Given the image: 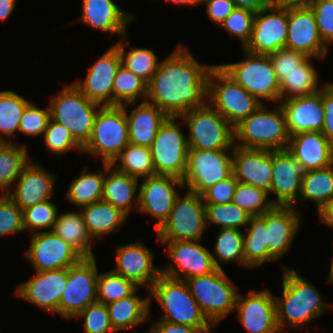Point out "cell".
Masks as SVG:
<instances>
[{"label": "cell", "mask_w": 333, "mask_h": 333, "mask_svg": "<svg viewBox=\"0 0 333 333\" xmlns=\"http://www.w3.org/2000/svg\"><path fill=\"white\" fill-rule=\"evenodd\" d=\"M212 66L201 65L187 47L178 45L167 58L160 61L147 84L146 101L173 117L204 106Z\"/></svg>", "instance_id": "cell-1"}, {"label": "cell", "mask_w": 333, "mask_h": 333, "mask_svg": "<svg viewBox=\"0 0 333 333\" xmlns=\"http://www.w3.org/2000/svg\"><path fill=\"white\" fill-rule=\"evenodd\" d=\"M282 286V297L274 296L281 333L287 324L291 330L301 328L328 310L316 287L296 270L283 266Z\"/></svg>", "instance_id": "cell-2"}, {"label": "cell", "mask_w": 333, "mask_h": 333, "mask_svg": "<svg viewBox=\"0 0 333 333\" xmlns=\"http://www.w3.org/2000/svg\"><path fill=\"white\" fill-rule=\"evenodd\" d=\"M274 110L261 106L234 127V145L245 149L284 150L290 135L280 103ZM236 141H238L236 143Z\"/></svg>", "instance_id": "cell-3"}, {"label": "cell", "mask_w": 333, "mask_h": 333, "mask_svg": "<svg viewBox=\"0 0 333 333\" xmlns=\"http://www.w3.org/2000/svg\"><path fill=\"white\" fill-rule=\"evenodd\" d=\"M149 295L150 305L155 298L164 311L159 320L188 325L195 329L215 328L201 311L186 281L161 274L149 289Z\"/></svg>", "instance_id": "cell-4"}, {"label": "cell", "mask_w": 333, "mask_h": 333, "mask_svg": "<svg viewBox=\"0 0 333 333\" xmlns=\"http://www.w3.org/2000/svg\"><path fill=\"white\" fill-rule=\"evenodd\" d=\"M51 120L64 125L83 147L89 140L100 104L89 100L75 85L65 84L50 98Z\"/></svg>", "instance_id": "cell-5"}, {"label": "cell", "mask_w": 333, "mask_h": 333, "mask_svg": "<svg viewBox=\"0 0 333 333\" xmlns=\"http://www.w3.org/2000/svg\"><path fill=\"white\" fill-rule=\"evenodd\" d=\"M207 102L233 127L262 104L219 65H213L209 71Z\"/></svg>", "instance_id": "cell-6"}, {"label": "cell", "mask_w": 333, "mask_h": 333, "mask_svg": "<svg viewBox=\"0 0 333 333\" xmlns=\"http://www.w3.org/2000/svg\"><path fill=\"white\" fill-rule=\"evenodd\" d=\"M180 119L189 130V149L233 150L234 127L208 102L183 113Z\"/></svg>", "instance_id": "cell-7"}, {"label": "cell", "mask_w": 333, "mask_h": 333, "mask_svg": "<svg viewBox=\"0 0 333 333\" xmlns=\"http://www.w3.org/2000/svg\"><path fill=\"white\" fill-rule=\"evenodd\" d=\"M129 144L128 122L124 105L102 106L96 115L88 142L83 153L112 163Z\"/></svg>", "instance_id": "cell-8"}, {"label": "cell", "mask_w": 333, "mask_h": 333, "mask_svg": "<svg viewBox=\"0 0 333 333\" xmlns=\"http://www.w3.org/2000/svg\"><path fill=\"white\" fill-rule=\"evenodd\" d=\"M185 281L201 311L213 326L216 327L235 310L237 287L224 269H216L212 273L188 278Z\"/></svg>", "instance_id": "cell-9"}, {"label": "cell", "mask_w": 333, "mask_h": 333, "mask_svg": "<svg viewBox=\"0 0 333 333\" xmlns=\"http://www.w3.org/2000/svg\"><path fill=\"white\" fill-rule=\"evenodd\" d=\"M243 51L245 60L219 66L262 104L264 100L280 102V84L269 55Z\"/></svg>", "instance_id": "cell-10"}, {"label": "cell", "mask_w": 333, "mask_h": 333, "mask_svg": "<svg viewBox=\"0 0 333 333\" xmlns=\"http://www.w3.org/2000/svg\"><path fill=\"white\" fill-rule=\"evenodd\" d=\"M205 203L202 195L187 190L176 197L168 219L156 231L159 241H201L206 229Z\"/></svg>", "instance_id": "cell-11"}, {"label": "cell", "mask_w": 333, "mask_h": 333, "mask_svg": "<svg viewBox=\"0 0 333 333\" xmlns=\"http://www.w3.org/2000/svg\"><path fill=\"white\" fill-rule=\"evenodd\" d=\"M233 150L188 149L183 176L187 190L202 195L207 189L233 174Z\"/></svg>", "instance_id": "cell-12"}, {"label": "cell", "mask_w": 333, "mask_h": 333, "mask_svg": "<svg viewBox=\"0 0 333 333\" xmlns=\"http://www.w3.org/2000/svg\"><path fill=\"white\" fill-rule=\"evenodd\" d=\"M179 117L168 116L160 125L152 143L151 154L156 175H171L183 179L188 154L187 135L177 122Z\"/></svg>", "instance_id": "cell-13"}, {"label": "cell", "mask_w": 333, "mask_h": 333, "mask_svg": "<svg viewBox=\"0 0 333 333\" xmlns=\"http://www.w3.org/2000/svg\"><path fill=\"white\" fill-rule=\"evenodd\" d=\"M97 260L95 257L82 258L68 268V281L59 303V315L74 319L97 298Z\"/></svg>", "instance_id": "cell-14"}, {"label": "cell", "mask_w": 333, "mask_h": 333, "mask_svg": "<svg viewBox=\"0 0 333 333\" xmlns=\"http://www.w3.org/2000/svg\"><path fill=\"white\" fill-rule=\"evenodd\" d=\"M287 34L288 5L270 4L255 14L250 40L242 50L268 55L286 47Z\"/></svg>", "instance_id": "cell-15"}, {"label": "cell", "mask_w": 333, "mask_h": 333, "mask_svg": "<svg viewBox=\"0 0 333 333\" xmlns=\"http://www.w3.org/2000/svg\"><path fill=\"white\" fill-rule=\"evenodd\" d=\"M167 245V254L174 264H167L161 269L165 276L187 280L188 278L202 276L214 272L215 267L210 250L200 241H160Z\"/></svg>", "instance_id": "cell-16"}, {"label": "cell", "mask_w": 333, "mask_h": 333, "mask_svg": "<svg viewBox=\"0 0 333 333\" xmlns=\"http://www.w3.org/2000/svg\"><path fill=\"white\" fill-rule=\"evenodd\" d=\"M177 188H184L183 180L171 175H154L143 178L139 185L138 212L156 220L157 231L168 219L176 197Z\"/></svg>", "instance_id": "cell-17"}, {"label": "cell", "mask_w": 333, "mask_h": 333, "mask_svg": "<svg viewBox=\"0 0 333 333\" xmlns=\"http://www.w3.org/2000/svg\"><path fill=\"white\" fill-rule=\"evenodd\" d=\"M286 48L324 60L329 47L320 37L314 12L308 4L288 5Z\"/></svg>", "instance_id": "cell-18"}, {"label": "cell", "mask_w": 333, "mask_h": 333, "mask_svg": "<svg viewBox=\"0 0 333 333\" xmlns=\"http://www.w3.org/2000/svg\"><path fill=\"white\" fill-rule=\"evenodd\" d=\"M25 257L35 271H50L69 268L83 257L53 231L32 234Z\"/></svg>", "instance_id": "cell-19"}, {"label": "cell", "mask_w": 333, "mask_h": 333, "mask_svg": "<svg viewBox=\"0 0 333 333\" xmlns=\"http://www.w3.org/2000/svg\"><path fill=\"white\" fill-rule=\"evenodd\" d=\"M238 292L235 310L247 333H281L277 324L276 302L269 289Z\"/></svg>", "instance_id": "cell-20"}, {"label": "cell", "mask_w": 333, "mask_h": 333, "mask_svg": "<svg viewBox=\"0 0 333 333\" xmlns=\"http://www.w3.org/2000/svg\"><path fill=\"white\" fill-rule=\"evenodd\" d=\"M67 281L68 268L35 271L33 277L17 286L14 294L46 312L59 314L60 298Z\"/></svg>", "instance_id": "cell-21"}, {"label": "cell", "mask_w": 333, "mask_h": 333, "mask_svg": "<svg viewBox=\"0 0 333 333\" xmlns=\"http://www.w3.org/2000/svg\"><path fill=\"white\" fill-rule=\"evenodd\" d=\"M120 65L119 50L113 45L89 67L84 80L73 83L89 100L101 106H113V81Z\"/></svg>", "instance_id": "cell-22"}, {"label": "cell", "mask_w": 333, "mask_h": 333, "mask_svg": "<svg viewBox=\"0 0 333 333\" xmlns=\"http://www.w3.org/2000/svg\"><path fill=\"white\" fill-rule=\"evenodd\" d=\"M266 222L268 263L278 261L290 250L301 225V214L294 206L274 205L260 215Z\"/></svg>", "instance_id": "cell-23"}, {"label": "cell", "mask_w": 333, "mask_h": 333, "mask_svg": "<svg viewBox=\"0 0 333 333\" xmlns=\"http://www.w3.org/2000/svg\"><path fill=\"white\" fill-rule=\"evenodd\" d=\"M154 252L141 241L118 245L114 273L133 281L137 286L146 287L147 292L162 274L161 268L154 266Z\"/></svg>", "instance_id": "cell-24"}, {"label": "cell", "mask_w": 333, "mask_h": 333, "mask_svg": "<svg viewBox=\"0 0 333 333\" xmlns=\"http://www.w3.org/2000/svg\"><path fill=\"white\" fill-rule=\"evenodd\" d=\"M304 171L287 150H272V185L274 205L294 206L300 196Z\"/></svg>", "instance_id": "cell-25"}, {"label": "cell", "mask_w": 333, "mask_h": 333, "mask_svg": "<svg viewBox=\"0 0 333 333\" xmlns=\"http://www.w3.org/2000/svg\"><path fill=\"white\" fill-rule=\"evenodd\" d=\"M290 136L301 132H322L324 124L323 87L308 96L290 97L279 102Z\"/></svg>", "instance_id": "cell-26"}, {"label": "cell", "mask_w": 333, "mask_h": 333, "mask_svg": "<svg viewBox=\"0 0 333 333\" xmlns=\"http://www.w3.org/2000/svg\"><path fill=\"white\" fill-rule=\"evenodd\" d=\"M55 181L53 172L31 160L14 183L15 190L7 195L23 210L50 200L53 197Z\"/></svg>", "instance_id": "cell-27"}, {"label": "cell", "mask_w": 333, "mask_h": 333, "mask_svg": "<svg viewBox=\"0 0 333 333\" xmlns=\"http://www.w3.org/2000/svg\"><path fill=\"white\" fill-rule=\"evenodd\" d=\"M233 174L243 184L261 188L270 194L272 185V150L233 146Z\"/></svg>", "instance_id": "cell-28"}, {"label": "cell", "mask_w": 333, "mask_h": 333, "mask_svg": "<svg viewBox=\"0 0 333 333\" xmlns=\"http://www.w3.org/2000/svg\"><path fill=\"white\" fill-rule=\"evenodd\" d=\"M287 150L304 172L333 164V146L322 132L308 131L290 136Z\"/></svg>", "instance_id": "cell-29"}, {"label": "cell", "mask_w": 333, "mask_h": 333, "mask_svg": "<svg viewBox=\"0 0 333 333\" xmlns=\"http://www.w3.org/2000/svg\"><path fill=\"white\" fill-rule=\"evenodd\" d=\"M82 14L78 21L110 35H127L128 24L135 19V14L119 8L113 0H82Z\"/></svg>", "instance_id": "cell-30"}, {"label": "cell", "mask_w": 333, "mask_h": 333, "mask_svg": "<svg viewBox=\"0 0 333 333\" xmlns=\"http://www.w3.org/2000/svg\"><path fill=\"white\" fill-rule=\"evenodd\" d=\"M105 179L102 200L119 208L128 217L139 205V180L117 171L110 163H103ZM107 174V175H106Z\"/></svg>", "instance_id": "cell-31"}, {"label": "cell", "mask_w": 333, "mask_h": 333, "mask_svg": "<svg viewBox=\"0 0 333 333\" xmlns=\"http://www.w3.org/2000/svg\"><path fill=\"white\" fill-rule=\"evenodd\" d=\"M127 104L124 105L128 122L129 143L137 146L151 147L155 140L160 125L168 117L157 106L148 101H140L131 113L127 112Z\"/></svg>", "instance_id": "cell-32"}, {"label": "cell", "mask_w": 333, "mask_h": 333, "mask_svg": "<svg viewBox=\"0 0 333 333\" xmlns=\"http://www.w3.org/2000/svg\"><path fill=\"white\" fill-rule=\"evenodd\" d=\"M93 240L120 231L128 216L104 200L97 201L79 209Z\"/></svg>", "instance_id": "cell-33"}, {"label": "cell", "mask_w": 333, "mask_h": 333, "mask_svg": "<svg viewBox=\"0 0 333 333\" xmlns=\"http://www.w3.org/2000/svg\"><path fill=\"white\" fill-rule=\"evenodd\" d=\"M136 290L129 297L110 303L107 306L114 331L122 332L141 325L150 318V297L141 298Z\"/></svg>", "instance_id": "cell-34"}, {"label": "cell", "mask_w": 333, "mask_h": 333, "mask_svg": "<svg viewBox=\"0 0 333 333\" xmlns=\"http://www.w3.org/2000/svg\"><path fill=\"white\" fill-rule=\"evenodd\" d=\"M52 231L71 245L83 258L95 257L92 250L94 240L88 233L79 210L58 215Z\"/></svg>", "instance_id": "cell-35"}, {"label": "cell", "mask_w": 333, "mask_h": 333, "mask_svg": "<svg viewBox=\"0 0 333 333\" xmlns=\"http://www.w3.org/2000/svg\"><path fill=\"white\" fill-rule=\"evenodd\" d=\"M312 63V58L307 57L296 69L285 76L280 84V101L299 96L312 95L321 90L320 75ZM319 82V83H318Z\"/></svg>", "instance_id": "cell-36"}, {"label": "cell", "mask_w": 333, "mask_h": 333, "mask_svg": "<svg viewBox=\"0 0 333 333\" xmlns=\"http://www.w3.org/2000/svg\"><path fill=\"white\" fill-rule=\"evenodd\" d=\"M25 144L15 142L0 143V191L8 194L13 191L17 178L23 169L30 163V158Z\"/></svg>", "instance_id": "cell-37"}, {"label": "cell", "mask_w": 333, "mask_h": 333, "mask_svg": "<svg viewBox=\"0 0 333 333\" xmlns=\"http://www.w3.org/2000/svg\"><path fill=\"white\" fill-rule=\"evenodd\" d=\"M299 201L315 202L318 212L333 201V164L303 173Z\"/></svg>", "instance_id": "cell-38"}, {"label": "cell", "mask_w": 333, "mask_h": 333, "mask_svg": "<svg viewBox=\"0 0 333 333\" xmlns=\"http://www.w3.org/2000/svg\"><path fill=\"white\" fill-rule=\"evenodd\" d=\"M105 172L97 168L89 171L86 165L80 176L74 178L66 193L68 201L76 207L82 208L102 200Z\"/></svg>", "instance_id": "cell-39"}, {"label": "cell", "mask_w": 333, "mask_h": 333, "mask_svg": "<svg viewBox=\"0 0 333 333\" xmlns=\"http://www.w3.org/2000/svg\"><path fill=\"white\" fill-rule=\"evenodd\" d=\"M118 162L120 164H118ZM111 165L117 171L136 177L139 180L156 175L151 148L149 147L129 143L114 159Z\"/></svg>", "instance_id": "cell-40"}, {"label": "cell", "mask_w": 333, "mask_h": 333, "mask_svg": "<svg viewBox=\"0 0 333 333\" xmlns=\"http://www.w3.org/2000/svg\"><path fill=\"white\" fill-rule=\"evenodd\" d=\"M127 38L128 34L122 37L124 41L121 40L115 44L120 53L121 65L148 84L157 71L160 59L153 50L148 48L131 47L129 51H126V45L130 44Z\"/></svg>", "instance_id": "cell-41"}, {"label": "cell", "mask_w": 333, "mask_h": 333, "mask_svg": "<svg viewBox=\"0 0 333 333\" xmlns=\"http://www.w3.org/2000/svg\"><path fill=\"white\" fill-rule=\"evenodd\" d=\"M29 103L12 90L0 91V143H10L12 136L19 132L20 120Z\"/></svg>", "instance_id": "cell-42"}, {"label": "cell", "mask_w": 333, "mask_h": 333, "mask_svg": "<svg viewBox=\"0 0 333 333\" xmlns=\"http://www.w3.org/2000/svg\"><path fill=\"white\" fill-rule=\"evenodd\" d=\"M244 232V260L250 268L260 267L268 262L266 222L261 216H251Z\"/></svg>", "instance_id": "cell-43"}, {"label": "cell", "mask_w": 333, "mask_h": 333, "mask_svg": "<svg viewBox=\"0 0 333 333\" xmlns=\"http://www.w3.org/2000/svg\"><path fill=\"white\" fill-rule=\"evenodd\" d=\"M147 97V83L126 69L123 65L118 68L113 81V106L133 105L145 101Z\"/></svg>", "instance_id": "cell-44"}, {"label": "cell", "mask_w": 333, "mask_h": 333, "mask_svg": "<svg viewBox=\"0 0 333 333\" xmlns=\"http://www.w3.org/2000/svg\"><path fill=\"white\" fill-rule=\"evenodd\" d=\"M219 230L213 253H211L215 267L223 269L221 263L225 264L232 261L248 267L244 260V232L230 228H220Z\"/></svg>", "instance_id": "cell-45"}, {"label": "cell", "mask_w": 333, "mask_h": 333, "mask_svg": "<svg viewBox=\"0 0 333 333\" xmlns=\"http://www.w3.org/2000/svg\"><path fill=\"white\" fill-rule=\"evenodd\" d=\"M139 286L133 281L114 273L112 270L98 274L97 298L98 302L108 305L132 295Z\"/></svg>", "instance_id": "cell-46"}, {"label": "cell", "mask_w": 333, "mask_h": 333, "mask_svg": "<svg viewBox=\"0 0 333 333\" xmlns=\"http://www.w3.org/2000/svg\"><path fill=\"white\" fill-rule=\"evenodd\" d=\"M206 225L240 230L247 227L251 215L233 202L227 204H205Z\"/></svg>", "instance_id": "cell-47"}, {"label": "cell", "mask_w": 333, "mask_h": 333, "mask_svg": "<svg viewBox=\"0 0 333 333\" xmlns=\"http://www.w3.org/2000/svg\"><path fill=\"white\" fill-rule=\"evenodd\" d=\"M268 196L261 188L239 182L232 202L251 216H260L274 206Z\"/></svg>", "instance_id": "cell-48"}, {"label": "cell", "mask_w": 333, "mask_h": 333, "mask_svg": "<svg viewBox=\"0 0 333 333\" xmlns=\"http://www.w3.org/2000/svg\"><path fill=\"white\" fill-rule=\"evenodd\" d=\"M57 216V207L51 202V199L23 209L25 231L31 230L32 234L43 232V229L52 231Z\"/></svg>", "instance_id": "cell-49"}, {"label": "cell", "mask_w": 333, "mask_h": 333, "mask_svg": "<svg viewBox=\"0 0 333 333\" xmlns=\"http://www.w3.org/2000/svg\"><path fill=\"white\" fill-rule=\"evenodd\" d=\"M45 147L50 154L62 155L70 150H77L82 153L83 147L74 139L71 132L62 124L49 120L43 134Z\"/></svg>", "instance_id": "cell-50"}, {"label": "cell", "mask_w": 333, "mask_h": 333, "mask_svg": "<svg viewBox=\"0 0 333 333\" xmlns=\"http://www.w3.org/2000/svg\"><path fill=\"white\" fill-rule=\"evenodd\" d=\"M254 17L252 11L235 7L219 27L230 36L239 38L243 49L250 40Z\"/></svg>", "instance_id": "cell-51"}, {"label": "cell", "mask_w": 333, "mask_h": 333, "mask_svg": "<svg viewBox=\"0 0 333 333\" xmlns=\"http://www.w3.org/2000/svg\"><path fill=\"white\" fill-rule=\"evenodd\" d=\"M24 231L23 210L7 194H0V237Z\"/></svg>", "instance_id": "cell-52"}, {"label": "cell", "mask_w": 333, "mask_h": 333, "mask_svg": "<svg viewBox=\"0 0 333 333\" xmlns=\"http://www.w3.org/2000/svg\"><path fill=\"white\" fill-rule=\"evenodd\" d=\"M84 320V333H114L111 325L108 309L105 304L96 302L87 306L74 319Z\"/></svg>", "instance_id": "cell-53"}, {"label": "cell", "mask_w": 333, "mask_h": 333, "mask_svg": "<svg viewBox=\"0 0 333 333\" xmlns=\"http://www.w3.org/2000/svg\"><path fill=\"white\" fill-rule=\"evenodd\" d=\"M50 119L49 106L42 109L35 103L30 102L20 120L19 133L31 137L43 135Z\"/></svg>", "instance_id": "cell-54"}, {"label": "cell", "mask_w": 333, "mask_h": 333, "mask_svg": "<svg viewBox=\"0 0 333 333\" xmlns=\"http://www.w3.org/2000/svg\"><path fill=\"white\" fill-rule=\"evenodd\" d=\"M308 5L314 12L320 37L329 47L333 44V2L311 0Z\"/></svg>", "instance_id": "cell-55"}, {"label": "cell", "mask_w": 333, "mask_h": 333, "mask_svg": "<svg viewBox=\"0 0 333 333\" xmlns=\"http://www.w3.org/2000/svg\"><path fill=\"white\" fill-rule=\"evenodd\" d=\"M276 74V78L280 83L287 74L296 69L307 56L299 51L288 48H282L268 54Z\"/></svg>", "instance_id": "cell-56"}, {"label": "cell", "mask_w": 333, "mask_h": 333, "mask_svg": "<svg viewBox=\"0 0 333 333\" xmlns=\"http://www.w3.org/2000/svg\"><path fill=\"white\" fill-rule=\"evenodd\" d=\"M239 181L232 174L226 180L219 181L203 194V201L205 204H227L233 200L234 192L238 187Z\"/></svg>", "instance_id": "cell-57"}, {"label": "cell", "mask_w": 333, "mask_h": 333, "mask_svg": "<svg viewBox=\"0 0 333 333\" xmlns=\"http://www.w3.org/2000/svg\"><path fill=\"white\" fill-rule=\"evenodd\" d=\"M201 4H205V13L218 27L235 9L233 0H202Z\"/></svg>", "instance_id": "cell-58"}, {"label": "cell", "mask_w": 333, "mask_h": 333, "mask_svg": "<svg viewBox=\"0 0 333 333\" xmlns=\"http://www.w3.org/2000/svg\"><path fill=\"white\" fill-rule=\"evenodd\" d=\"M323 86L324 124L322 134L333 146V83Z\"/></svg>", "instance_id": "cell-59"}, {"label": "cell", "mask_w": 333, "mask_h": 333, "mask_svg": "<svg viewBox=\"0 0 333 333\" xmlns=\"http://www.w3.org/2000/svg\"><path fill=\"white\" fill-rule=\"evenodd\" d=\"M150 333H211L210 329H195L188 325L158 320L151 325Z\"/></svg>", "instance_id": "cell-60"}, {"label": "cell", "mask_w": 333, "mask_h": 333, "mask_svg": "<svg viewBox=\"0 0 333 333\" xmlns=\"http://www.w3.org/2000/svg\"><path fill=\"white\" fill-rule=\"evenodd\" d=\"M233 2L235 7L252 11L255 14L271 4L270 0H233Z\"/></svg>", "instance_id": "cell-61"}, {"label": "cell", "mask_w": 333, "mask_h": 333, "mask_svg": "<svg viewBox=\"0 0 333 333\" xmlns=\"http://www.w3.org/2000/svg\"><path fill=\"white\" fill-rule=\"evenodd\" d=\"M319 221L327 227L333 228V201L328 203L320 212H318Z\"/></svg>", "instance_id": "cell-62"}, {"label": "cell", "mask_w": 333, "mask_h": 333, "mask_svg": "<svg viewBox=\"0 0 333 333\" xmlns=\"http://www.w3.org/2000/svg\"><path fill=\"white\" fill-rule=\"evenodd\" d=\"M17 0H0V21L7 20L15 9Z\"/></svg>", "instance_id": "cell-63"}, {"label": "cell", "mask_w": 333, "mask_h": 333, "mask_svg": "<svg viewBox=\"0 0 333 333\" xmlns=\"http://www.w3.org/2000/svg\"><path fill=\"white\" fill-rule=\"evenodd\" d=\"M271 4L275 5H300L308 4L311 0H270Z\"/></svg>", "instance_id": "cell-64"}, {"label": "cell", "mask_w": 333, "mask_h": 333, "mask_svg": "<svg viewBox=\"0 0 333 333\" xmlns=\"http://www.w3.org/2000/svg\"><path fill=\"white\" fill-rule=\"evenodd\" d=\"M169 1L171 4L173 5H183V6H192V7H196V6H201V2L202 0H166Z\"/></svg>", "instance_id": "cell-65"}, {"label": "cell", "mask_w": 333, "mask_h": 333, "mask_svg": "<svg viewBox=\"0 0 333 333\" xmlns=\"http://www.w3.org/2000/svg\"><path fill=\"white\" fill-rule=\"evenodd\" d=\"M332 262H331V266H330V271H329V275H328V283H332L333 284V258L331 259Z\"/></svg>", "instance_id": "cell-66"}]
</instances>
